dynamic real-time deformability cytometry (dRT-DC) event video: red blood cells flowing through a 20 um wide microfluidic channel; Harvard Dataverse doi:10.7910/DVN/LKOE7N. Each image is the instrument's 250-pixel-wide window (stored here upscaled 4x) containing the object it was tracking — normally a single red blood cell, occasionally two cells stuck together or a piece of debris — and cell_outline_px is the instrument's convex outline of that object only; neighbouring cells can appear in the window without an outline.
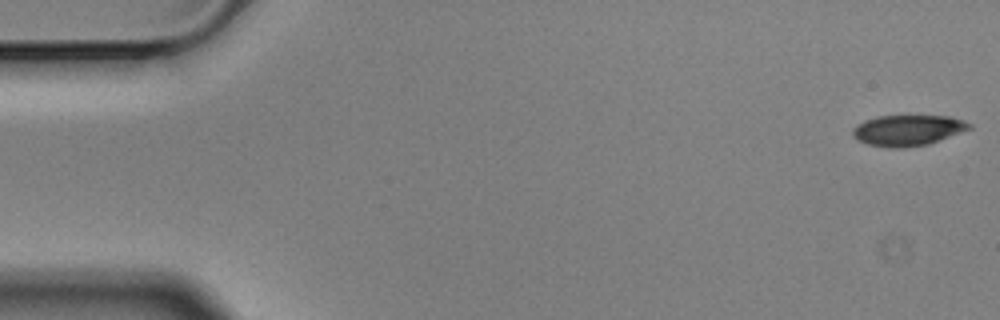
{"species": "Egyptian fruit bat (a non-hibernating species)", "species_latin": "Rousettus aegyptiacus", "temperature_condition": "cold", "stored_images_in_passage": 57, "camera_frame_rate_fps": 3000, "um_per_image_px": 0.085, "animal": {"sex": "male"}, "frame": {"image": 1, "passage_image": 1, "time_ms": 0.0, "image_size_px": [1000, 320], "cell_outline_px": [[972, 128], [928, 144], [904, 148], [888, 148], [868, 144], [852, 136], [852, 132], [864, 120], [876, 116], [948, 116], [964, 120], [972, 124]], "centroid_in_image_um": [77.19, 11.07], "position_along_channel_um": 7.8, "area_um2": 20.75}}
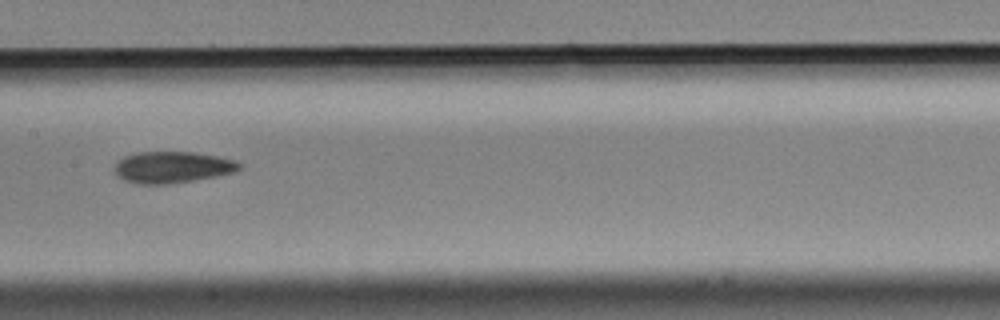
{"frame": {"image": 2, "passage_image": 28, "time_ms": 9.0, "image_size_px": [1000, 320], "cell_outline_px": [[240, 168], [232, 172], [192, 180], [168, 184], [136, 184], [124, 180], [112, 168], [124, 156], [136, 152], [192, 152], [216, 156], [236, 160], [240, 164]], "centroid_in_image_um": [14.6, 14.21], "position_along_channel_um": 192.8, "area_um2": 22.54}}
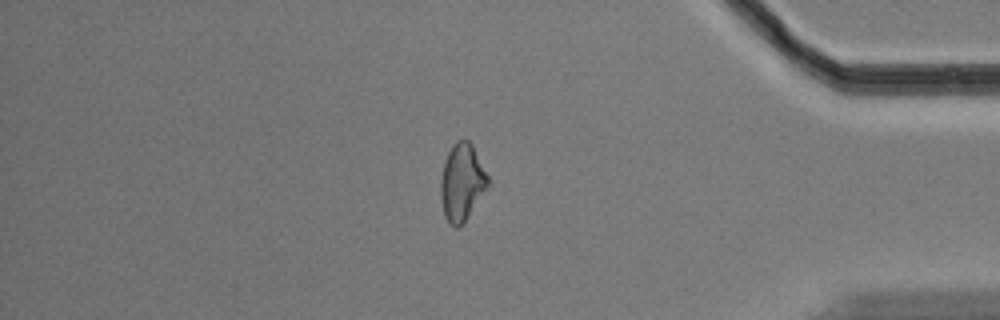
{"frame": {"image": 3, "passage_image": 48, "time_ms": 15.667, "image_size_px": [1000, 320], "cell_outline_px": [[488, 188], [464, 224], [456, 228], [444, 216], [440, 196], [440, 180], [444, 164], [448, 152], [452, 144], [456, 140], [468, 140], [472, 144], [488, 176]], "centroid_in_image_um": [39.27, 15.51], "position_along_channel_um": 395.9, "area_um2": 21.33}, "authors_computed_cell_mechanics": {"area_um2": 22.1952, "velocity_mm_per_s": 3.5135, "shape_relaxation_time_tau1_ms": 3.4288, "shape_relaxation_time_tau2_ms": 10.2154, "deformation_change_tau1": 0.1125, "deformation_change_tau2": 0.198}}